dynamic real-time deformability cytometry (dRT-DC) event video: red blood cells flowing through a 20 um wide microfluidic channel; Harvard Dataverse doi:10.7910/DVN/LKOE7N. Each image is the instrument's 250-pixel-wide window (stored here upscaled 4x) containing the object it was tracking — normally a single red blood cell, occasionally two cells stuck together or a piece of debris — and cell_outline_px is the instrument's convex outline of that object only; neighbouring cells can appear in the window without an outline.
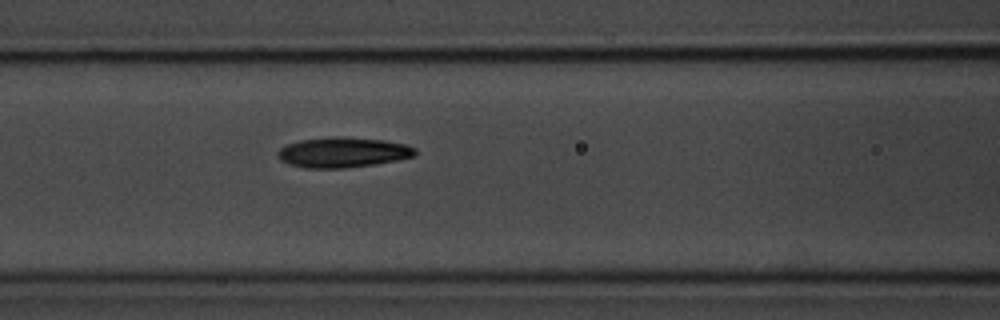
{"species": "common noctule bat (a hibernating species)", "species_latin": "Nyctalus noctula", "temperature_condition": "room temperature", "stored_images_in_passage": 5, "camera_frame_rate_fps": 3000, "um_per_image_px": 0.085, "animal": {"sex": "male", "body_mass_g": 20.1, "forearm_length_mm": 53.5}, "frame": {"image": 1, "passage_image": 5, "time_ms": 5.667, "image_size_px": [1000, 320], "cell_outline_px": [[416, 152], [412, 156], [396, 160], [372, 164], [344, 168], [304, 168], [288, 164], [280, 160], [276, 152], [280, 148], [288, 144], [300, 140], [332, 136], [344, 136], [384, 140], [404, 144], [416, 148]], "centroid_in_image_um": [29.09, 12.94], "position_along_channel_um": 137.5, "area_um2": 24.16}}